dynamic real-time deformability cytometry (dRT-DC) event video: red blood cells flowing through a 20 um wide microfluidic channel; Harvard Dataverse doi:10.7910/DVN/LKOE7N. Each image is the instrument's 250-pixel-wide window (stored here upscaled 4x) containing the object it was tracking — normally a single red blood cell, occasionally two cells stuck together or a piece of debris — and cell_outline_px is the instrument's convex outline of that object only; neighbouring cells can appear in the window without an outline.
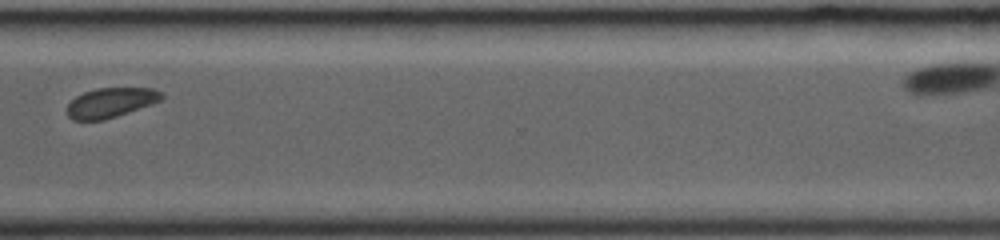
{"species": "common noctule bat (a hibernating species)", "species_latin": "Nyctalus noctula", "temperature_condition": "room temperature", "stored_images_in_passage": 20, "segment_of_instrument_passage": [2, 2], "camera_frame_rate_fps": 3000, "um_per_image_px": 0.085, "animal": {"sex": "female", "body_mass_g": 19.0, "forearm_length_mm": 53.3}, "frame": {"image": 1, "passage_image": 15, "time_ms": 4.667, "image_size_px": [1000, 240], "cell_outline_px": [[164, 96], [160, 100], [152, 104], [104, 120], [72, 120], [68, 116], [68, 104], [76, 96], [84, 92], [96, 88], [152, 88], [164, 92]], "centroid_in_image_um": [9.43, 8.71], "position_along_channel_um": 361.2, "area_um2": 16.3}}